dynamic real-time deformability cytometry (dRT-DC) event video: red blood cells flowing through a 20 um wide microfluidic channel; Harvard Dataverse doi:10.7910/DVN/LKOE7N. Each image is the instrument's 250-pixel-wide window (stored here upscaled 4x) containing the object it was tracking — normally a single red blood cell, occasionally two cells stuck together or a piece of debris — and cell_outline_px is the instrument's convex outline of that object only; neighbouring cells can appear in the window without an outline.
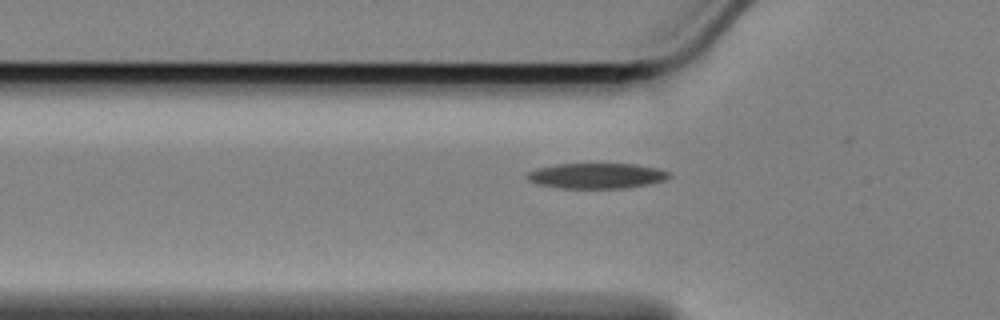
{"species": "Egyptian fruit bat (a non-hibernating species)", "species_latin": "Rousettus aegyptiacus", "temperature_condition": "cold", "stored_images_in_passage": 34, "camera_frame_rate_fps": 3000, "um_per_image_px": 0.085, "animal": {"sex": "female"}, "frame": {"image": 1, "passage_image": 5, "time_ms": 1.333, "image_size_px": [1000, 320], "cell_outline_px": [[672, 176], [664, 180], [648, 184], [624, 188], [560, 188], [540, 184], [528, 180], [524, 176], [528, 172], [536, 168], [556, 164], [636, 164], [656, 168], [672, 172]], "centroid_in_image_um": [50.72, 14.94], "position_along_channel_um": 75.1, "area_um2": 21.04}}
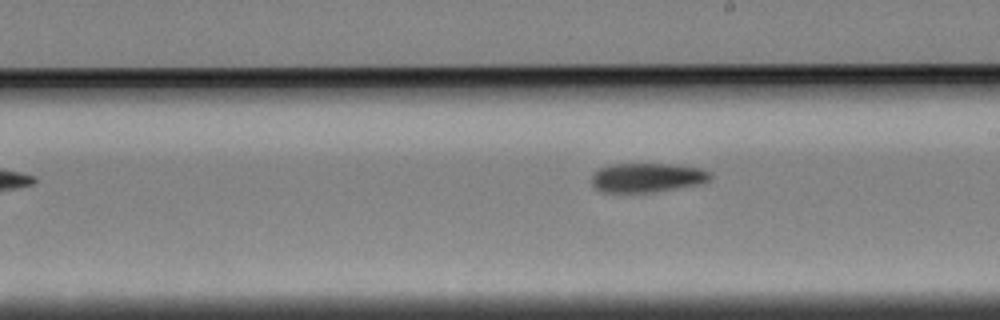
{"frame": {"image": 2, "passage_image": 19, "time_ms": 6.0, "image_size_px": [1000, 320], "cell_outline_px": [[712, 180], [704, 184], [652, 192], [600, 192], [592, 184], [592, 176], [600, 168], [608, 164], [676, 164], [700, 168], [712, 172]], "centroid_in_image_um": [55.08, 15.09], "position_along_channel_um": 233.9, "area_um2": 20.52}}
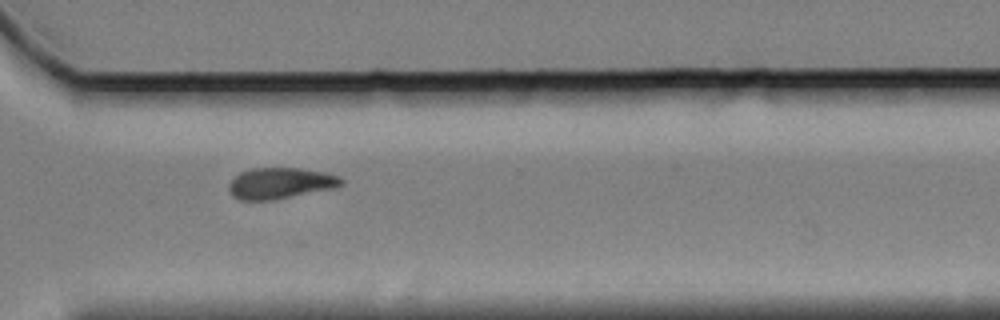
{"frame": {"image": 3, "passage_image": 29, "time_ms": 9.333, "image_size_px": [1000, 320], "cell_outline_px": [[344, 184], [336, 188], [276, 200], [240, 200], [232, 196], [228, 188], [228, 184], [240, 172], [252, 168], [300, 168], [324, 172], [340, 176], [344, 180]], "centroid_in_image_um": [23.86, 15.58], "position_along_channel_um": 346.7, "area_um2": 20.69}, "authors_computed_cell_mechanics": {"area_um2": 21.0392, "velocity_mm_per_s": 3.3891, "shape_relaxation_time_tau1_ms": 4.7152, "shape_relaxation_time_tau2_ms": null, "deformation_change_tau1": 0.148, "deformation_change_tau2": null}}